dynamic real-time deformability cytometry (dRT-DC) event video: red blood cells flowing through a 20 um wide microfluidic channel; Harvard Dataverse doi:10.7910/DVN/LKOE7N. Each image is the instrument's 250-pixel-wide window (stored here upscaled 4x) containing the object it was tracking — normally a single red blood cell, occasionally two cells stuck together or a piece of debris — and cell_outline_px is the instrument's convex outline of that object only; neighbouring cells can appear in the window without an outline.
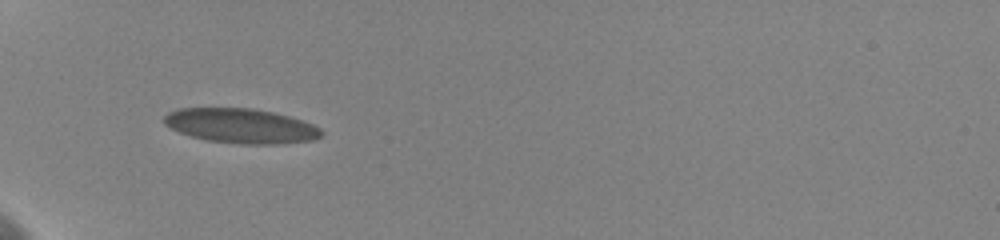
{"species": "human", "species_latin": "Homo sapiens", "temperature_condition": "cold", "stored_images_in_passage": 11, "camera_frame_rate_fps": 3000, "um_per_image_px": 0.085, "donor": {"sex": "female"}, "frame": {"image": 1, "passage_image": 10, "time_ms": 6.333, "image_size_px": [1000, 240], "cell_outline_px": [[324, 132], [320, 136], [312, 140], [276, 144], [240, 144], [204, 140], [180, 132], [164, 124], [164, 116], [168, 112], [180, 108], [252, 108], [272, 112], [288, 116], [312, 124], [320, 128]], "centroid_in_image_um": [20.46, 10.7], "position_along_channel_um": 64.5, "area_um2": 31.62}}